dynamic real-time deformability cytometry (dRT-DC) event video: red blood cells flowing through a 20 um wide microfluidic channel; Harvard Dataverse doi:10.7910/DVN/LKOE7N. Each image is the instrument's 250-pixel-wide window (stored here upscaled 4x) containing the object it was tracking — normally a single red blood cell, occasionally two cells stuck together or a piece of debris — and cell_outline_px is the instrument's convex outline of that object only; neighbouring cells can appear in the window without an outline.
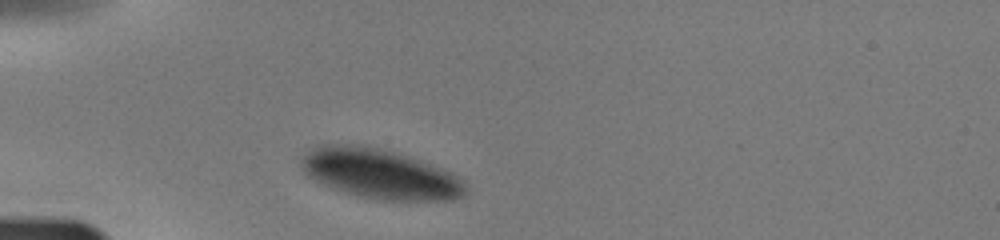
{"species": "human", "species_latin": "Homo sapiens", "temperature_condition": "warm", "stored_images_in_passage": 4, "camera_frame_rate_fps": 3000, "um_per_image_px": 0.085, "donor": {"sex": "male"}, "frame": {"image": 1, "passage_image": 1, "time_ms": 0.0, "image_size_px": [1000, 240], "cell_outline_px": [[468, 188], [464, 196], [452, 200], [376, 200], [356, 196], [332, 188], [308, 176], [304, 172], [300, 164], [300, 156], [308, 148], [316, 144], [360, 144], [396, 152], [408, 156], [452, 172], [460, 176], [464, 180]], "centroid_in_image_um": [32.28, 14.77], "position_along_channel_um": 52.7, "area_um2": 48.38}}
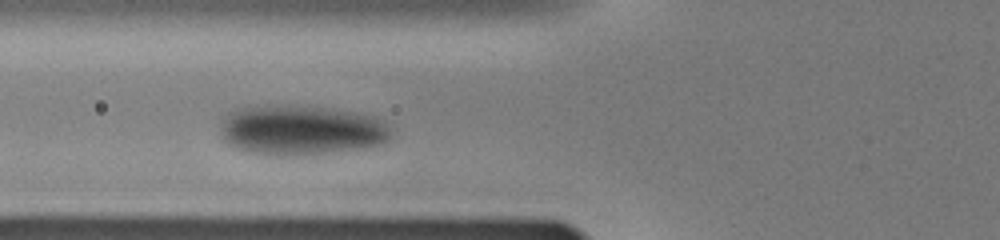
{"frame": {"image": 2, "passage_image": 3, "time_ms": 1.667, "image_size_px": [1000, 240], "cell_outline_px": [[388, 136], [384, 140], [372, 144], [312, 152], [268, 152], [244, 148], [228, 140], [224, 136], [224, 120], [232, 112], [244, 108], [320, 108], [344, 112], [364, 116], [376, 120], [388, 132]], "centroid_in_image_um": [25.54, 11.02], "position_along_channel_um": 100.3, "area_um2": 43.18}}